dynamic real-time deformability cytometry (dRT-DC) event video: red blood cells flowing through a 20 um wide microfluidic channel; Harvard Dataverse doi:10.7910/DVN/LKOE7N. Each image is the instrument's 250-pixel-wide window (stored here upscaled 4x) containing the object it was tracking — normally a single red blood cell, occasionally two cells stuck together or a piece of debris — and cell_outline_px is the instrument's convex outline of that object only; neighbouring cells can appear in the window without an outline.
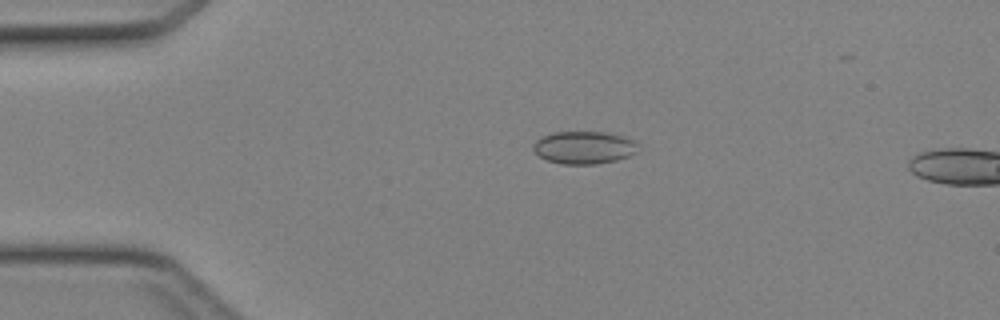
{"species": "Egyptian fruit bat (a non-hibernating species)", "species_latin": "Rousettus aegyptiacus", "temperature_condition": "cold", "stored_images_in_passage": 12, "camera_frame_rate_fps": 3000, "um_per_image_px": 0.085, "animal": {"sex": "female"}, "frame": {"image": 1, "passage_image": 10, "time_ms": 3.0, "image_size_px": [1000, 320], "cell_outline_px": [[636, 152], [628, 156], [616, 160], [596, 164], [560, 164], [548, 160], [540, 156], [532, 148], [532, 144], [540, 136], [552, 132], [604, 132], [624, 136], [636, 140]], "centroid_in_image_um": [49.61, 12.53], "position_along_channel_um": 35.4, "area_um2": 20.0}}